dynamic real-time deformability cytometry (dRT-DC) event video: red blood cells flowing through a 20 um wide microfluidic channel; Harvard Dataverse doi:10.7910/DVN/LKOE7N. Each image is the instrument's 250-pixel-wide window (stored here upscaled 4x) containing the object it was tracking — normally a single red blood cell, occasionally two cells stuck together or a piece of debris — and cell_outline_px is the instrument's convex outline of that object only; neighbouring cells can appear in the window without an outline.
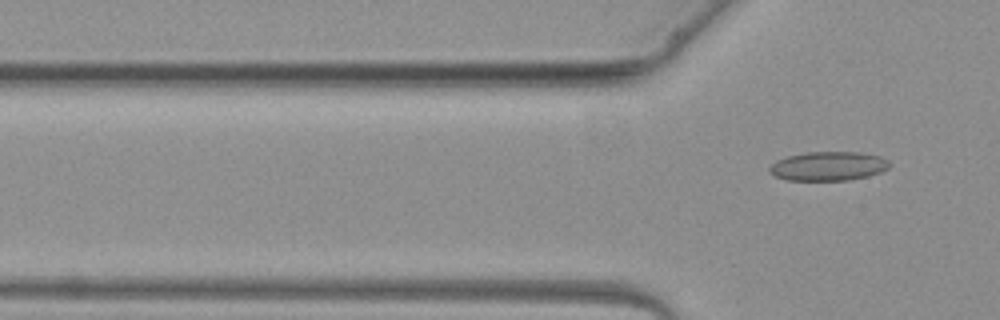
{"species": "common noctule bat (a hibernating species)", "species_latin": "Nyctalus noctula", "temperature_condition": "warm", "stored_images_in_passage": 2, "camera_frame_rate_fps": 3000, "um_per_image_px": 0.085, "animal": {"sex": "female", "body_mass_g": 19.3, "forearm_length_mm": 54.1}, "frame": {"image": 1, "passage_image": 2, "time_ms": 1.0, "image_size_px": [1000, 320], "cell_outline_px": [[888, 168], [880, 172], [868, 176], [848, 180], [788, 180], [776, 176], [768, 172], [768, 168], [776, 160], [788, 156], [808, 152], [860, 152], [880, 156], [888, 160]], "centroid_in_image_um": [70.39, 14.12], "position_along_channel_um": 55.4, "area_um2": 20.23}}